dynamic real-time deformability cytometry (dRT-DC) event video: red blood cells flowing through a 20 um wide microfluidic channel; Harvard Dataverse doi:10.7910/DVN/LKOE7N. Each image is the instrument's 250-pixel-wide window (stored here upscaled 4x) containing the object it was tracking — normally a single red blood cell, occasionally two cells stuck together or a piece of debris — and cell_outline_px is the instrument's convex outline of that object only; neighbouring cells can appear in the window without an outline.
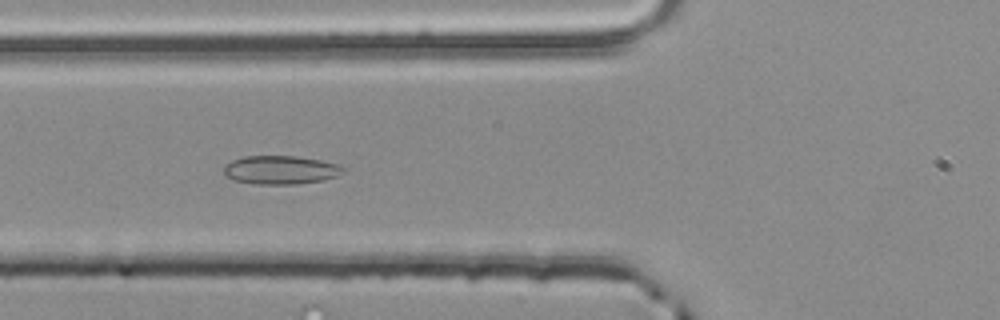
{"species": "common noctule bat (a hibernating species)", "species_latin": "Nyctalus noctula", "temperature_condition": "room temperature", "stored_images_in_passage": 44, "camera_frame_rate_fps": 3000, "um_per_image_px": 0.085, "animal": {"sex": "male", "body_mass_g": 20.4}, "frame": {"image": 1, "passage_image": 18, "time_ms": 5.667, "image_size_px": [1000, 320], "cell_outline_px": [[344, 172], [336, 176], [324, 180], [296, 184], [256, 184], [232, 180], [224, 176], [224, 168], [232, 160], [244, 156], [296, 156], [320, 160], [336, 164], [344, 168]], "centroid_in_image_um": [23.83, 14.45], "position_along_channel_um": 102.0, "area_um2": 19.83}}
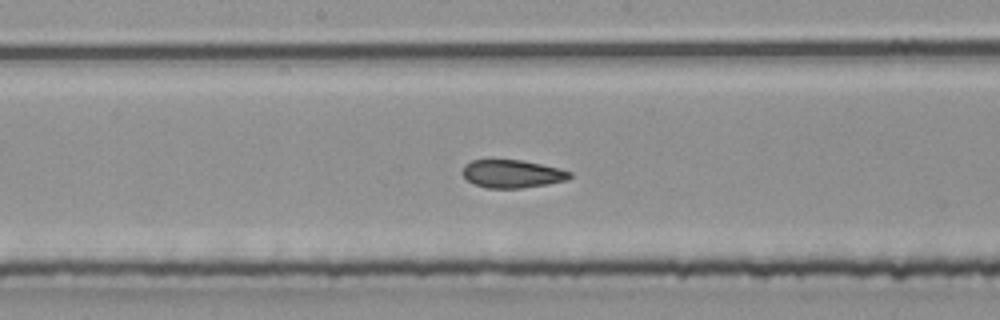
{"frame": {"image": 2, "passage_image": 26, "time_ms": 8.333, "image_size_px": [1000, 320], "cell_outline_px": [[572, 176], [568, 180], [548, 184], [520, 188], [484, 188], [468, 180], [464, 176], [464, 164], [472, 160], [520, 160], [560, 168], [572, 172]], "centroid_in_image_um": [43.58, 14.78], "position_along_channel_um": 204.6, "area_um2": 17.4}}
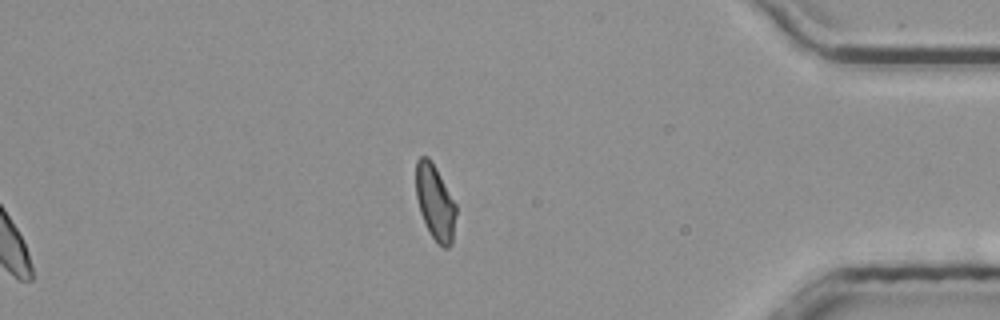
{"frame": {"image": 3, "passage_image": 44, "time_ms": 14.333, "image_size_px": [1000, 320], "cell_outline_px": [[456, 212], [452, 244], [448, 248], [444, 248], [432, 236], [420, 212], [416, 196], [416, 160], [420, 156], [428, 156], [436, 168], [456, 204]], "centroid_in_image_um": [36.98, 17.17], "position_along_channel_um": 398.2, "area_um2": 17.34}, "authors_computed_cell_mechanics": {"area_um2": 18.6983, "velocity_mm_per_s": 3.8399, "shape_relaxation_time_tau1_ms": null, "shape_relaxation_time_tau2_ms": 1.2824, "deformation_change_tau1": null, "deformation_change_tau2": 0.0771}}